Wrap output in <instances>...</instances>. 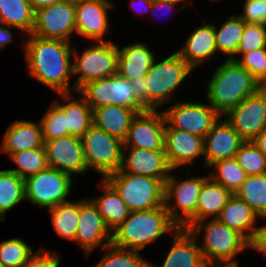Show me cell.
I'll list each match as a JSON object with an SVG mask.
<instances>
[{
    "label": "cell",
    "instance_id": "6da1fadb",
    "mask_svg": "<svg viewBox=\"0 0 266 267\" xmlns=\"http://www.w3.org/2000/svg\"><path fill=\"white\" fill-rule=\"evenodd\" d=\"M27 36L23 49L29 76L57 94L73 93L74 87H71L70 82L73 76V44L62 40L42 39L33 34Z\"/></svg>",
    "mask_w": 266,
    "mask_h": 267
},
{
    "label": "cell",
    "instance_id": "7a4b0ae2",
    "mask_svg": "<svg viewBox=\"0 0 266 267\" xmlns=\"http://www.w3.org/2000/svg\"><path fill=\"white\" fill-rule=\"evenodd\" d=\"M206 86L209 105L222 117L262 87L247 69L232 59L214 70Z\"/></svg>",
    "mask_w": 266,
    "mask_h": 267
},
{
    "label": "cell",
    "instance_id": "3957f363",
    "mask_svg": "<svg viewBox=\"0 0 266 267\" xmlns=\"http://www.w3.org/2000/svg\"><path fill=\"white\" fill-rule=\"evenodd\" d=\"M179 227L170 219L165 206L146 211L130 212L112 231V244L130 250L142 251L157 242L164 234L172 235Z\"/></svg>",
    "mask_w": 266,
    "mask_h": 267
},
{
    "label": "cell",
    "instance_id": "277c9868",
    "mask_svg": "<svg viewBox=\"0 0 266 267\" xmlns=\"http://www.w3.org/2000/svg\"><path fill=\"white\" fill-rule=\"evenodd\" d=\"M188 231L196 239L203 241L199 245L205 263L237 264L236 255L250 249V242L238 231L230 228L218 219H205L193 223Z\"/></svg>",
    "mask_w": 266,
    "mask_h": 267
},
{
    "label": "cell",
    "instance_id": "5b68a950",
    "mask_svg": "<svg viewBox=\"0 0 266 267\" xmlns=\"http://www.w3.org/2000/svg\"><path fill=\"white\" fill-rule=\"evenodd\" d=\"M105 180L117 191L130 212L165 206V181L132 173H113Z\"/></svg>",
    "mask_w": 266,
    "mask_h": 267
},
{
    "label": "cell",
    "instance_id": "8992f818",
    "mask_svg": "<svg viewBox=\"0 0 266 267\" xmlns=\"http://www.w3.org/2000/svg\"><path fill=\"white\" fill-rule=\"evenodd\" d=\"M194 70L175 51L161 62L156 59L145 75L148 88V110L169 105L182 82Z\"/></svg>",
    "mask_w": 266,
    "mask_h": 267
},
{
    "label": "cell",
    "instance_id": "52a82bcc",
    "mask_svg": "<svg viewBox=\"0 0 266 267\" xmlns=\"http://www.w3.org/2000/svg\"><path fill=\"white\" fill-rule=\"evenodd\" d=\"M75 46L72 51V73L75 75L74 92L87 82L112 77L118 74V44L111 40L96 42L79 54ZM77 75V76H76Z\"/></svg>",
    "mask_w": 266,
    "mask_h": 267
},
{
    "label": "cell",
    "instance_id": "ba28073f",
    "mask_svg": "<svg viewBox=\"0 0 266 267\" xmlns=\"http://www.w3.org/2000/svg\"><path fill=\"white\" fill-rule=\"evenodd\" d=\"M172 171L165 181V208L170 219L179 227L188 229L195 223V212L204 181L209 176L177 179Z\"/></svg>",
    "mask_w": 266,
    "mask_h": 267
},
{
    "label": "cell",
    "instance_id": "9c48e42d",
    "mask_svg": "<svg viewBox=\"0 0 266 267\" xmlns=\"http://www.w3.org/2000/svg\"><path fill=\"white\" fill-rule=\"evenodd\" d=\"M81 140L88 170H95L103 176L101 179L120 170L123 141L94 125L86 131Z\"/></svg>",
    "mask_w": 266,
    "mask_h": 267
},
{
    "label": "cell",
    "instance_id": "30bf717a",
    "mask_svg": "<svg viewBox=\"0 0 266 267\" xmlns=\"http://www.w3.org/2000/svg\"><path fill=\"white\" fill-rule=\"evenodd\" d=\"M77 93L81 94L92 110L105 105H118L138 112L146 111L137 101L131 81L119 74L87 82Z\"/></svg>",
    "mask_w": 266,
    "mask_h": 267
},
{
    "label": "cell",
    "instance_id": "8fae6325",
    "mask_svg": "<svg viewBox=\"0 0 266 267\" xmlns=\"http://www.w3.org/2000/svg\"><path fill=\"white\" fill-rule=\"evenodd\" d=\"M72 183L71 175L48 167L25 179V200L49 210L67 201Z\"/></svg>",
    "mask_w": 266,
    "mask_h": 267
},
{
    "label": "cell",
    "instance_id": "7c38bea8",
    "mask_svg": "<svg viewBox=\"0 0 266 267\" xmlns=\"http://www.w3.org/2000/svg\"><path fill=\"white\" fill-rule=\"evenodd\" d=\"M75 30V0H67L35 11L31 34L52 40L71 42Z\"/></svg>",
    "mask_w": 266,
    "mask_h": 267
},
{
    "label": "cell",
    "instance_id": "4fadbf2b",
    "mask_svg": "<svg viewBox=\"0 0 266 267\" xmlns=\"http://www.w3.org/2000/svg\"><path fill=\"white\" fill-rule=\"evenodd\" d=\"M166 122L172 127L193 135L205 137L222 117L209 103L178 101L162 110Z\"/></svg>",
    "mask_w": 266,
    "mask_h": 267
},
{
    "label": "cell",
    "instance_id": "5bb4252c",
    "mask_svg": "<svg viewBox=\"0 0 266 267\" xmlns=\"http://www.w3.org/2000/svg\"><path fill=\"white\" fill-rule=\"evenodd\" d=\"M223 117L245 141L254 140L266 128V91L261 87Z\"/></svg>",
    "mask_w": 266,
    "mask_h": 267
},
{
    "label": "cell",
    "instance_id": "9a60e30c",
    "mask_svg": "<svg viewBox=\"0 0 266 267\" xmlns=\"http://www.w3.org/2000/svg\"><path fill=\"white\" fill-rule=\"evenodd\" d=\"M112 231L93 202L86 197L80 200V216L76 231L75 243L89 257L94 249L111 244Z\"/></svg>",
    "mask_w": 266,
    "mask_h": 267
},
{
    "label": "cell",
    "instance_id": "2e32d148",
    "mask_svg": "<svg viewBox=\"0 0 266 267\" xmlns=\"http://www.w3.org/2000/svg\"><path fill=\"white\" fill-rule=\"evenodd\" d=\"M165 124L163 111L146 110L133 118L123 147L146 150H165Z\"/></svg>",
    "mask_w": 266,
    "mask_h": 267
},
{
    "label": "cell",
    "instance_id": "e0dca14e",
    "mask_svg": "<svg viewBox=\"0 0 266 267\" xmlns=\"http://www.w3.org/2000/svg\"><path fill=\"white\" fill-rule=\"evenodd\" d=\"M116 5L109 0H75L76 34L93 40L104 42L109 30L107 10Z\"/></svg>",
    "mask_w": 266,
    "mask_h": 267
},
{
    "label": "cell",
    "instance_id": "ac0fdd59",
    "mask_svg": "<svg viewBox=\"0 0 266 267\" xmlns=\"http://www.w3.org/2000/svg\"><path fill=\"white\" fill-rule=\"evenodd\" d=\"M44 148L49 167L71 176L88 171L81 138L68 135L44 140Z\"/></svg>",
    "mask_w": 266,
    "mask_h": 267
},
{
    "label": "cell",
    "instance_id": "d6986e66",
    "mask_svg": "<svg viewBox=\"0 0 266 267\" xmlns=\"http://www.w3.org/2000/svg\"><path fill=\"white\" fill-rule=\"evenodd\" d=\"M164 148L168 164L172 170L191 165L204 155V138L165 124Z\"/></svg>",
    "mask_w": 266,
    "mask_h": 267
},
{
    "label": "cell",
    "instance_id": "ffe728a7",
    "mask_svg": "<svg viewBox=\"0 0 266 267\" xmlns=\"http://www.w3.org/2000/svg\"><path fill=\"white\" fill-rule=\"evenodd\" d=\"M221 118L223 117L219 118L204 137L205 168L217 161L234 158L245 142L226 118Z\"/></svg>",
    "mask_w": 266,
    "mask_h": 267
},
{
    "label": "cell",
    "instance_id": "44dd1931",
    "mask_svg": "<svg viewBox=\"0 0 266 267\" xmlns=\"http://www.w3.org/2000/svg\"><path fill=\"white\" fill-rule=\"evenodd\" d=\"M171 170L165 150L123 147L121 168L116 173H132L166 180Z\"/></svg>",
    "mask_w": 266,
    "mask_h": 267
},
{
    "label": "cell",
    "instance_id": "7402d4cb",
    "mask_svg": "<svg viewBox=\"0 0 266 267\" xmlns=\"http://www.w3.org/2000/svg\"><path fill=\"white\" fill-rule=\"evenodd\" d=\"M172 247L168 251L162 266L149 262V267H203L198 239L188 229L178 228L172 235Z\"/></svg>",
    "mask_w": 266,
    "mask_h": 267
},
{
    "label": "cell",
    "instance_id": "603a6c76",
    "mask_svg": "<svg viewBox=\"0 0 266 267\" xmlns=\"http://www.w3.org/2000/svg\"><path fill=\"white\" fill-rule=\"evenodd\" d=\"M176 52L193 70L211 60L218 53L213 23L198 26L188 36L184 46Z\"/></svg>",
    "mask_w": 266,
    "mask_h": 267
},
{
    "label": "cell",
    "instance_id": "cb8c5ba5",
    "mask_svg": "<svg viewBox=\"0 0 266 267\" xmlns=\"http://www.w3.org/2000/svg\"><path fill=\"white\" fill-rule=\"evenodd\" d=\"M44 139L40 122L16 120L8 126L2 139L3 153L9 157L23 150L42 148Z\"/></svg>",
    "mask_w": 266,
    "mask_h": 267
},
{
    "label": "cell",
    "instance_id": "d4e9b609",
    "mask_svg": "<svg viewBox=\"0 0 266 267\" xmlns=\"http://www.w3.org/2000/svg\"><path fill=\"white\" fill-rule=\"evenodd\" d=\"M118 74L132 81L145 76L153 65L156 54L145 42H136L119 48Z\"/></svg>",
    "mask_w": 266,
    "mask_h": 267
},
{
    "label": "cell",
    "instance_id": "484cf974",
    "mask_svg": "<svg viewBox=\"0 0 266 267\" xmlns=\"http://www.w3.org/2000/svg\"><path fill=\"white\" fill-rule=\"evenodd\" d=\"M137 113L133 108L118 105L97 107L93 109V125L124 142Z\"/></svg>",
    "mask_w": 266,
    "mask_h": 267
},
{
    "label": "cell",
    "instance_id": "4316f807",
    "mask_svg": "<svg viewBox=\"0 0 266 267\" xmlns=\"http://www.w3.org/2000/svg\"><path fill=\"white\" fill-rule=\"evenodd\" d=\"M58 95L61 96L63 102L56 99L54 102L64 111L68 135L82 138L86 131L93 125L92 108L86 103L83 97L77 99L72 93Z\"/></svg>",
    "mask_w": 266,
    "mask_h": 267
},
{
    "label": "cell",
    "instance_id": "83f0119b",
    "mask_svg": "<svg viewBox=\"0 0 266 267\" xmlns=\"http://www.w3.org/2000/svg\"><path fill=\"white\" fill-rule=\"evenodd\" d=\"M216 219L238 231L250 242L257 229L256 221L260 218L246 202L233 194Z\"/></svg>",
    "mask_w": 266,
    "mask_h": 267
},
{
    "label": "cell",
    "instance_id": "f1b7e54d",
    "mask_svg": "<svg viewBox=\"0 0 266 267\" xmlns=\"http://www.w3.org/2000/svg\"><path fill=\"white\" fill-rule=\"evenodd\" d=\"M99 184L103 194L89 199L96 206L107 226L113 231L129 216L130 211L117 191L105 179H102Z\"/></svg>",
    "mask_w": 266,
    "mask_h": 267
},
{
    "label": "cell",
    "instance_id": "f546056e",
    "mask_svg": "<svg viewBox=\"0 0 266 267\" xmlns=\"http://www.w3.org/2000/svg\"><path fill=\"white\" fill-rule=\"evenodd\" d=\"M232 195L229 190L208 177L204 181L199 195L195 222L210 219L211 217L216 219Z\"/></svg>",
    "mask_w": 266,
    "mask_h": 267
},
{
    "label": "cell",
    "instance_id": "4dcf8cb0",
    "mask_svg": "<svg viewBox=\"0 0 266 267\" xmlns=\"http://www.w3.org/2000/svg\"><path fill=\"white\" fill-rule=\"evenodd\" d=\"M34 15L29 0H0L1 21L11 29L30 35L34 27Z\"/></svg>",
    "mask_w": 266,
    "mask_h": 267
},
{
    "label": "cell",
    "instance_id": "1f68e13d",
    "mask_svg": "<svg viewBox=\"0 0 266 267\" xmlns=\"http://www.w3.org/2000/svg\"><path fill=\"white\" fill-rule=\"evenodd\" d=\"M245 24L236 14L231 15L220 27L213 24L218 54H224L227 59H232L237 54Z\"/></svg>",
    "mask_w": 266,
    "mask_h": 267
},
{
    "label": "cell",
    "instance_id": "d6a6232c",
    "mask_svg": "<svg viewBox=\"0 0 266 267\" xmlns=\"http://www.w3.org/2000/svg\"><path fill=\"white\" fill-rule=\"evenodd\" d=\"M55 232L66 240L75 241L80 216V200L66 201L49 209Z\"/></svg>",
    "mask_w": 266,
    "mask_h": 267
},
{
    "label": "cell",
    "instance_id": "836d02e7",
    "mask_svg": "<svg viewBox=\"0 0 266 267\" xmlns=\"http://www.w3.org/2000/svg\"><path fill=\"white\" fill-rule=\"evenodd\" d=\"M235 195L260 219L266 220V173L247 176Z\"/></svg>",
    "mask_w": 266,
    "mask_h": 267
},
{
    "label": "cell",
    "instance_id": "e575fe53",
    "mask_svg": "<svg viewBox=\"0 0 266 267\" xmlns=\"http://www.w3.org/2000/svg\"><path fill=\"white\" fill-rule=\"evenodd\" d=\"M25 199V179L10 170H0V221Z\"/></svg>",
    "mask_w": 266,
    "mask_h": 267
},
{
    "label": "cell",
    "instance_id": "d590c367",
    "mask_svg": "<svg viewBox=\"0 0 266 267\" xmlns=\"http://www.w3.org/2000/svg\"><path fill=\"white\" fill-rule=\"evenodd\" d=\"M208 168H214L208 176L215 182L221 184L232 194H235L245 181L247 175L243 168L234 158L217 161Z\"/></svg>",
    "mask_w": 266,
    "mask_h": 267
},
{
    "label": "cell",
    "instance_id": "8d00e7d4",
    "mask_svg": "<svg viewBox=\"0 0 266 267\" xmlns=\"http://www.w3.org/2000/svg\"><path fill=\"white\" fill-rule=\"evenodd\" d=\"M9 158L17 166L9 170L23 179L49 167L44 146L42 148L28 149L13 153Z\"/></svg>",
    "mask_w": 266,
    "mask_h": 267
},
{
    "label": "cell",
    "instance_id": "74e56055",
    "mask_svg": "<svg viewBox=\"0 0 266 267\" xmlns=\"http://www.w3.org/2000/svg\"><path fill=\"white\" fill-rule=\"evenodd\" d=\"M103 258L92 267H149V260L139 251L121 248L112 243L103 247Z\"/></svg>",
    "mask_w": 266,
    "mask_h": 267
},
{
    "label": "cell",
    "instance_id": "f35d334b",
    "mask_svg": "<svg viewBox=\"0 0 266 267\" xmlns=\"http://www.w3.org/2000/svg\"><path fill=\"white\" fill-rule=\"evenodd\" d=\"M33 254L32 247L20 238L0 242V263L4 267H22Z\"/></svg>",
    "mask_w": 266,
    "mask_h": 267
},
{
    "label": "cell",
    "instance_id": "ab89813d",
    "mask_svg": "<svg viewBox=\"0 0 266 267\" xmlns=\"http://www.w3.org/2000/svg\"><path fill=\"white\" fill-rule=\"evenodd\" d=\"M235 159L247 176L266 173V156L252 141H245L241 145Z\"/></svg>",
    "mask_w": 266,
    "mask_h": 267
},
{
    "label": "cell",
    "instance_id": "60d3db41",
    "mask_svg": "<svg viewBox=\"0 0 266 267\" xmlns=\"http://www.w3.org/2000/svg\"><path fill=\"white\" fill-rule=\"evenodd\" d=\"M39 122L44 140L68 136L64 111L54 101Z\"/></svg>",
    "mask_w": 266,
    "mask_h": 267
},
{
    "label": "cell",
    "instance_id": "b9f144b4",
    "mask_svg": "<svg viewBox=\"0 0 266 267\" xmlns=\"http://www.w3.org/2000/svg\"><path fill=\"white\" fill-rule=\"evenodd\" d=\"M260 48H266V25L246 23L237 54L232 60L236 61L237 56L241 57L243 53H249Z\"/></svg>",
    "mask_w": 266,
    "mask_h": 267
},
{
    "label": "cell",
    "instance_id": "7bdbcfd3",
    "mask_svg": "<svg viewBox=\"0 0 266 267\" xmlns=\"http://www.w3.org/2000/svg\"><path fill=\"white\" fill-rule=\"evenodd\" d=\"M237 57V62L247 69L261 86L266 84V48H260Z\"/></svg>",
    "mask_w": 266,
    "mask_h": 267
},
{
    "label": "cell",
    "instance_id": "ee69618b",
    "mask_svg": "<svg viewBox=\"0 0 266 267\" xmlns=\"http://www.w3.org/2000/svg\"><path fill=\"white\" fill-rule=\"evenodd\" d=\"M242 14H238L246 23L266 25V0H245Z\"/></svg>",
    "mask_w": 266,
    "mask_h": 267
},
{
    "label": "cell",
    "instance_id": "f6af8a7d",
    "mask_svg": "<svg viewBox=\"0 0 266 267\" xmlns=\"http://www.w3.org/2000/svg\"><path fill=\"white\" fill-rule=\"evenodd\" d=\"M61 258L43 246L22 267H59Z\"/></svg>",
    "mask_w": 266,
    "mask_h": 267
},
{
    "label": "cell",
    "instance_id": "bcb514c9",
    "mask_svg": "<svg viewBox=\"0 0 266 267\" xmlns=\"http://www.w3.org/2000/svg\"><path fill=\"white\" fill-rule=\"evenodd\" d=\"M133 88L135 89L137 101L148 110V88L145 76H140L131 81Z\"/></svg>",
    "mask_w": 266,
    "mask_h": 267
},
{
    "label": "cell",
    "instance_id": "7dc6e473",
    "mask_svg": "<svg viewBox=\"0 0 266 267\" xmlns=\"http://www.w3.org/2000/svg\"><path fill=\"white\" fill-rule=\"evenodd\" d=\"M250 249L256 250L266 256V225L257 227L254 237L250 241Z\"/></svg>",
    "mask_w": 266,
    "mask_h": 267
},
{
    "label": "cell",
    "instance_id": "c3c4849f",
    "mask_svg": "<svg viewBox=\"0 0 266 267\" xmlns=\"http://www.w3.org/2000/svg\"><path fill=\"white\" fill-rule=\"evenodd\" d=\"M13 32L4 23L0 24V51L9 43H13Z\"/></svg>",
    "mask_w": 266,
    "mask_h": 267
},
{
    "label": "cell",
    "instance_id": "681fc988",
    "mask_svg": "<svg viewBox=\"0 0 266 267\" xmlns=\"http://www.w3.org/2000/svg\"><path fill=\"white\" fill-rule=\"evenodd\" d=\"M179 3H182V2L174 1V0H153L151 11L153 10V13H154L155 9H159V10L161 9L163 11L165 8L166 10H169V11L174 10L175 9L174 7L177 6Z\"/></svg>",
    "mask_w": 266,
    "mask_h": 267
},
{
    "label": "cell",
    "instance_id": "f907efd6",
    "mask_svg": "<svg viewBox=\"0 0 266 267\" xmlns=\"http://www.w3.org/2000/svg\"><path fill=\"white\" fill-rule=\"evenodd\" d=\"M152 2H153V0H131L130 2H129V5L131 6V8L134 10V12L135 13H137V14H143L144 12L146 13L147 12V14H148V11H150L151 10V7H152ZM136 4V5H135ZM137 4H139V5H137ZM137 7V9L138 10H136V7ZM138 6H139V8H138ZM144 7V8H143ZM143 9V10H142ZM140 11V12H139Z\"/></svg>",
    "mask_w": 266,
    "mask_h": 267
},
{
    "label": "cell",
    "instance_id": "816d5d0a",
    "mask_svg": "<svg viewBox=\"0 0 266 267\" xmlns=\"http://www.w3.org/2000/svg\"><path fill=\"white\" fill-rule=\"evenodd\" d=\"M252 142L266 156V128Z\"/></svg>",
    "mask_w": 266,
    "mask_h": 267
},
{
    "label": "cell",
    "instance_id": "f5cc1de1",
    "mask_svg": "<svg viewBox=\"0 0 266 267\" xmlns=\"http://www.w3.org/2000/svg\"><path fill=\"white\" fill-rule=\"evenodd\" d=\"M63 1H67V0H29L34 11H36L39 8L52 5V4H56L59 2H63Z\"/></svg>",
    "mask_w": 266,
    "mask_h": 267
},
{
    "label": "cell",
    "instance_id": "db71d44e",
    "mask_svg": "<svg viewBox=\"0 0 266 267\" xmlns=\"http://www.w3.org/2000/svg\"><path fill=\"white\" fill-rule=\"evenodd\" d=\"M203 267H238L237 264L205 263Z\"/></svg>",
    "mask_w": 266,
    "mask_h": 267
},
{
    "label": "cell",
    "instance_id": "11a10c76",
    "mask_svg": "<svg viewBox=\"0 0 266 267\" xmlns=\"http://www.w3.org/2000/svg\"><path fill=\"white\" fill-rule=\"evenodd\" d=\"M174 1H180V2L188 1V4L192 3L191 0H174Z\"/></svg>",
    "mask_w": 266,
    "mask_h": 267
},
{
    "label": "cell",
    "instance_id": "9f6ffc18",
    "mask_svg": "<svg viewBox=\"0 0 266 267\" xmlns=\"http://www.w3.org/2000/svg\"><path fill=\"white\" fill-rule=\"evenodd\" d=\"M262 88L266 91V84L262 86Z\"/></svg>",
    "mask_w": 266,
    "mask_h": 267
}]
</instances>
